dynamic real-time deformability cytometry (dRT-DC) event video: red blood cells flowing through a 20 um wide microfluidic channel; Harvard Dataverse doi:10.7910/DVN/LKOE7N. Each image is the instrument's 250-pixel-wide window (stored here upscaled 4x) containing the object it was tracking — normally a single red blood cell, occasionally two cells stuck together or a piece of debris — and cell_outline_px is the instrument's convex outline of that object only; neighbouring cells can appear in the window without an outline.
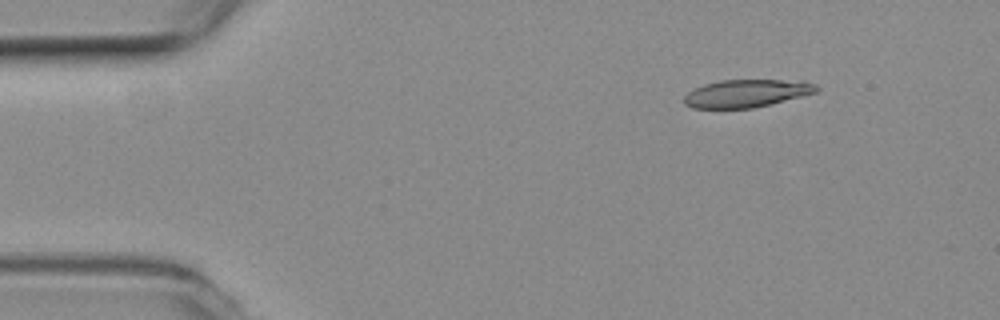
{"species": "common noctule bat (a hibernating species)", "species_latin": "Nyctalus noctula", "temperature_condition": "room temperature", "stored_images_in_passage": 5, "camera_frame_rate_fps": 3000, "um_per_image_px": 0.085, "animal": {"sex": "female", "body_mass_g": 19.3, "forearm_length_mm": 54.1}, "frame": {"image": 1, "passage_image": 2, "time_ms": 0.333, "image_size_px": [1000, 320], "cell_outline_px": [[820, 88], [816, 92], [752, 108], [692, 108], [684, 104], [684, 96], [688, 92], [704, 84], [720, 80], [804, 80], [816, 84]], "centroid_in_image_um": [63.45, 7.92], "position_along_channel_um": 21.5, "area_um2": 21.27}}
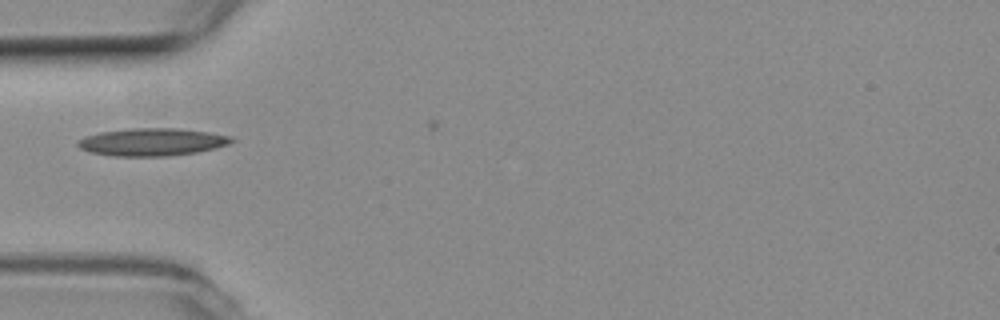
{"frame": {"image": 2, "passage_image": 4, "time_ms": 1.0, "image_size_px": [1000, 320], "cell_outline_px": [[236, 140], [228, 144], [196, 152], [168, 156], [112, 156], [88, 152], [80, 148], [76, 144], [76, 140], [84, 136], [100, 132], [128, 128], [180, 128], [208, 132], [232, 136]], "centroid_in_image_um": [12.87, 12.06], "position_along_channel_um": 72.1, "area_um2": 24.91}}